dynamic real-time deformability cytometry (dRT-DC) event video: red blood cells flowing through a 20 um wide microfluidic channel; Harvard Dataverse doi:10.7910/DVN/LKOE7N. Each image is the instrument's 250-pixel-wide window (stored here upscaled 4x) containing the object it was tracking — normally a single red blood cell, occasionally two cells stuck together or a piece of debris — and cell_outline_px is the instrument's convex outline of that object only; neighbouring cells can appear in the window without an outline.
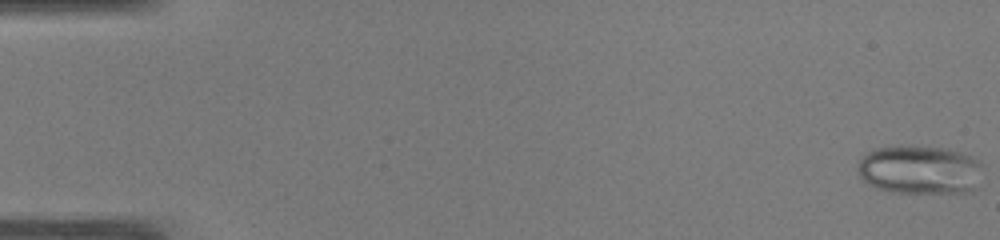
{"species": "common noctule bat (a hibernating species)", "species_latin": "Nyctalus noctula", "temperature_condition": "warm", "stored_images_in_passage": 50, "camera_frame_rate_fps": 3000, "um_per_image_px": 0.085, "animal": {"sex": "male", "body_mass_g": 19.0, "forearm_length_mm": 50.8}, "frame": {"image": 1, "passage_image": 1, "time_ms": 0.0, "image_size_px": [1000, 240], "cell_outline_px": [[984, 164], [976, 188], [964, 192], [892, 192], [868, 184], [860, 176], [856, 168], [860, 160], [872, 148], [900, 144], [944, 148], [960, 152], [972, 156], [980, 160]], "centroid_in_image_um": [78.18, 14.39], "position_along_channel_um": 6.8, "area_um2": 35.95}}
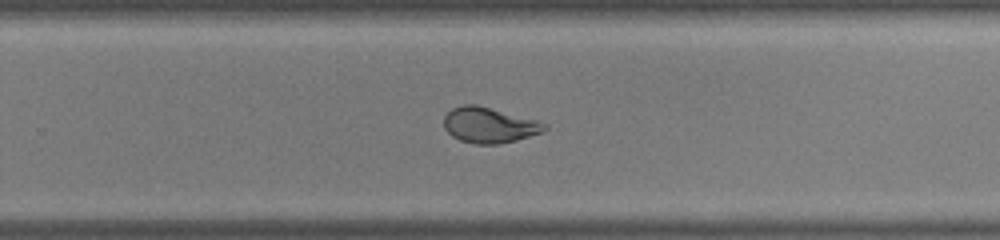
{"frame": {"image": 2, "passage_image": 33, "time_ms": 10.667, "image_size_px": [1000, 240], "cell_outline_px": [[548, 128], [540, 132], [516, 140], [500, 144], [472, 144], [460, 140], [452, 136], [444, 128], [444, 116], [452, 108], [464, 104], [476, 104], [536, 120], [548, 124]], "centroid_in_image_um": [41.55, 10.64], "position_along_channel_um": 288.2, "area_um2": 20.75}}
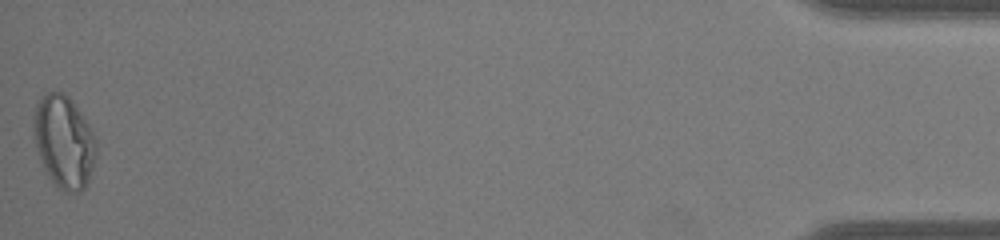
{"frame": {"image": 3, "passage_image": 50, "time_ms": 16.333, "image_size_px": [1000, 240], "cell_outline_px": [[96, 156], [88, 184], [80, 192], [68, 192], [60, 188], [52, 180], [40, 160], [36, 148], [32, 128], [32, 120], [36, 100], [48, 92], [64, 92], [72, 100], [92, 128], [96, 136]], "centroid_in_image_um": [5.44, 12.01], "position_along_channel_um": 429.8, "area_um2": 34.16}, "authors_computed_cell_mechanics": {"area_um2": 26.6169, "velocity_mm_per_s": 4.0962, "shape_relaxation_time_tau1_ms": null, "shape_relaxation_time_tau2_ms": 0.8542, "deformation_change_tau1": null, "deformation_change_tau2": 0.0688}}